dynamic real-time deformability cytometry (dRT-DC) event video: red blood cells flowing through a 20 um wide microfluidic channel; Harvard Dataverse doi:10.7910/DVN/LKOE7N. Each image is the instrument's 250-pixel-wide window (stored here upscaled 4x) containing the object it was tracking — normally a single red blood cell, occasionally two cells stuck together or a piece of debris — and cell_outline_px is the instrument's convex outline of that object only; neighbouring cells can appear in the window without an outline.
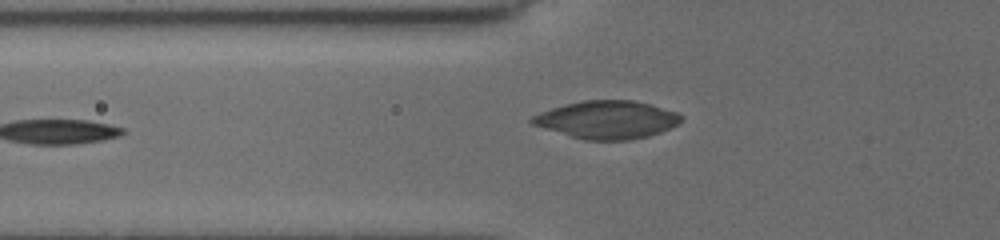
{"species": "common noctule bat (a hibernating species)", "species_latin": "Nyctalus noctula", "temperature_condition": "cold", "stored_images_in_passage": 23, "segment_of_instrument_passage": [2, 2], "camera_frame_rate_fps": 3000, "um_per_image_px": 0.085, "animal": {"sex": "female", "body_mass_g": 19.5, "forearm_length_mm": 54.1}, "frame": {"image": 1, "passage_image": 23, "time_ms": 8.667, "image_size_px": [1000, 240], "cell_outline_px": [[684, 116], [676, 124], [660, 132], [648, 136], [628, 140], [584, 140], [544, 128], [532, 124], [528, 120], [532, 116], [540, 112], [564, 104], [584, 100], [632, 100], [652, 104], [676, 112]], "centroid_in_image_um": [51.58, 10.17], "position_along_channel_um": 74.2, "area_um2": 32.77}}